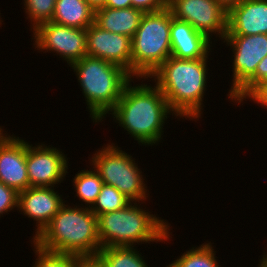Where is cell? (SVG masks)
I'll return each mask as SVG.
<instances>
[{
    "label": "cell",
    "mask_w": 267,
    "mask_h": 267,
    "mask_svg": "<svg viewBox=\"0 0 267 267\" xmlns=\"http://www.w3.org/2000/svg\"><path fill=\"white\" fill-rule=\"evenodd\" d=\"M32 32L35 49L53 51L67 61L69 66L87 55L86 29L47 21L37 25Z\"/></svg>",
    "instance_id": "9c48e42d"
},
{
    "label": "cell",
    "mask_w": 267,
    "mask_h": 267,
    "mask_svg": "<svg viewBox=\"0 0 267 267\" xmlns=\"http://www.w3.org/2000/svg\"><path fill=\"white\" fill-rule=\"evenodd\" d=\"M139 203L131 202L121 210L97 217L101 248L135 247L136 243H157L172 238L170 224L155 214H150L146 208H141Z\"/></svg>",
    "instance_id": "277c9868"
},
{
    "label": "cell",
    "mask_w": 267,
    "mask_h": 267,
    "mask_svg": "<svg viewBox=\"0 0 267 267\" xmlns=\"http://www.w3.org/2000/svg\"><path fill=\"white\" fill-rule=\"evenodd\" d=\"M131 201L114 186L103 184L101 191L90 210L99 215L125 208Z\"/></svg>",
    "instance_id": "7402d4cb"
},
{
    "label": "cell",
    "mask_w": 267,
    "mask_h": 267,
    "mask_svg": "<svg viewBox=\"0 0 267 267\" xmlns=\"http://www.w3.org/2000/svg\"><path fill=\"white\" fill-rule=\"evenodd\" d=\"M267 35V0H242L227 11L226 35Z\"/></svg>",
    "instance_id": "9a60e30c"
},
{
    "label": "cell",
    "mask_w": 267,
    "mask_h": 267,
    "mask_svg": "<svg viewBox=\"0 0 267 267\" xmlns=\"http://www.w3.org/2000/svg\"><path fill=\"white\" fill-rule=\"evenodd\" d=\"M56 0H24L25 13L31 21L33 30L43 22L51 21L54 13Z\"/></svg>",
    "instance_id": "d4e9b609"
},
{
    "label": "cell",
    "mask_w": 267,
    "mask_h": 267,
    "mask_svg": "<svg viewBox=\"0 0 267 267\" xmlns=\"http://www.w3.org/2000/svg\"><path fill=\"white\" fill-rule=\"evenodd\" d=\"M267 83V56L257 65L255 74L230 98L238 104L251 99Z\"/></svg>",
    "instance_id": "603a6c76"
},
{
    "label": "cell",
    "mask_w": 267,
    "mask_h": 267,
    "mask_svg": "<svg viewBox=\"0 0 267 267\" xmlns=\"http://www.w3.org/2000/svg\"><path fill=\"white\" fill-rule=\"evenodd\" d=\"M168 8L173 18L189 23L209 40L213 34L222 40L227 34V11L216 0H168Z\"/></svg>",
    "instance_id": "ba28073f"
},
{
    "label": "cell",
    "mask_w": 267,
    "mask_h": 267,
    "mask_svg": "<svg viewBox=\"0 0 267 267\" xmlns=\"http://www.w3.org/2000/svg\"><path fill=\"white\" fill-rule=\"evenodd\" d=\"M18 200L19 193L15 189L0 182V217L4 213L13 210V208L15 209V207L18 211Z\"/></svg>",
    "instance_id": "484cf974"
},
{
    "label": "cell",
    "mask_w": 267,
    "mask_h": 267,
    "mask_svg": "<svg viewBox=\"0 0 267 267\" xmlns=\"http://www.w3.org/2000/svg\"><path fill=\"white\" fill-rule=\"evenodd\" d=\"M104 267H150L134 247H105L96 255Z\"/></svg>",
    "instance_id": "d6986e66"
},
{
    "label": "cell",
    "mask_w": 267,
    "mask_h": 267,
    "mask_svg": "<svg viewBox=\"0 0 267 267\" xmlns=\"http://www.w3.org/2000/svg\"><path fill=\"white\" fill-rule=\"evenodd\" d=\"M63 200L62 195L54 191V187H29L19 192V212L37 221V229L32 240L42 232L65 204L66 201Z\"/></svg>",
    "instance_id": "5bb4252c"
},
{
    "label": "cell",
    "mask_w": 267,
    "mask_h": 267,
    "mask_svg": "<svg viewBox=\"0 0 267 267\" xmlns=\"http://www.w3.org/2000/svg\"><path fill=\"white\" fill-rule=\"evenodd\" d=\"M226 11L238 5L242 0H216Z\"/></svg>",
    "instance_id": "4dcf8cb0"
},
{
    "label": "cell",
    "mask_w": 267,
    "mask_h": 267,
    "mask_svg": "<svg viewBox=\"0 0 267 267\" xmlns=\"http://www.w3.org/2000/svg\"><path fill=\"white\" fill-rule=\"evenodd\" d=\"M131 80L123 90V94L115 107L108 113L115 122L124 128L142 145H154L162 139L165 119L173 111L159 88L154 85L131 84Z\"/></svg>",
    "instance_id": "7a4b0ae2"
},
{
    "label": "cell",
    "mask_w": 267,
    "mask_h": 267,
    "mask_svg": "<svg viewBox=\"0 0 267 267\" xmlns=\"http://www.w3.org/2000/svg\"><path fill=\"white\" fill-rule=\"evenodd\" d=\"M170 37L171 56L179 59L205 58L211 50V40L189 23L175 18L171 21Z\"/></svg>",
    "instance_id": "2e32d148"
},
{
    "label": "cell",
    "mask_w": 267,
    "mask_h": 267,
    "mask_svg": "<svg viewBox=\"0 0 267 267\" xmlns=\"http://www.w3.org/2000/svg\"><path fill=\"white\" fill-rule=\"evenodd\" d=\"M4 130L0 127V137L3 134Z\"/></svg>",
    "instance_id": "836d02e7"
},
{
    "label": "cell",
    "mask_w": 267,
    "mask_h": 267,
    "mask_svg": "<svg viewBox=\"0 0 267 267\" xmlns=\"http://www.w3.org/2000/svg\"><path fill=\"white\" fill-rule=\"evenodd\" d=\"M88 56L117 65L131 75V38L101 29L95 22L86 29Z\"/></svg>",
    "instance_id": "7c38bea8"
},
{
    "label": "cell",
    "mask_w": 267,
    "mask_h": 267,
    "mask_svg": "<svg viewBox=\"0 0 267 267\" xmlns=\"http://www.w3.org/2000/svg\"><path fill=\"white\" fill-rule=\"evenodd\" d=\"M211 242L192 247L166 267H219Z\"/></svg>",
    "instance_id": "44dd1931"
},
{
    "label": "cell",
    "mask_w": 267,
    "mask_h": 267,
    "mask_svg": "<svg viewBox=\"0 0 267 267\" xmlns=\"http://www.w3.org/2000/svg\"><path fill=\"white\" fill-rule=\"evenodd\" d=\"M51 147L42 143L33 146L26 142L29 187H55L68 173L67 157L59 148Z\"/></svg>",
    "instance_id": "8fae6325"
},
{
    "label": "cell",
    "mask_w": 267,
    "mask_h": 267,
    "mask_svg": "<svg viewBox=\"0 0 267 267\" xmlns=\"http://www.w3.org/2000/svg\"><path fill=\"white\" fill-rule=\"evenodd\" d=\"M114 144H107L91 157V165L104 184L114 186L131 202L146 201L149 194L135 159ZM141 171V172H140ZM147 195V196H146Z\"/></svg>",
    "instance_id": "52a82bcc"
},
{
    "label": "cell",
    "mask_w": 267,
    "mask_h": 267,
    "mask_svg": "<svg viewBox=\"0 0 267 267\" xmlns=\"http://www.w3.org/2000/svg\"><path fill=\"white\" fill-rule=\"evenodd\" d=\"M103 7L115 8V9H124L132 7L131 0H106Z\"/></svg>",
    "instance_id": "f546056e"
},
{
    "label": "cell",
    "mask_w": 267,
    "mask_h": 267,
    "mask_svg": "<svg viewBox=\"0 0 267 267\" xmlns=\"http://www.w3.org/2000/svg\"><path fill=\"white\" fill-rule=\"evenodd\" d=\"M208 55L200 59L167 58L148 78L163 93L174 116L193 120L201 117L205 95Z\"/></svg>",
    "instance_id": "6da1fadb"
},
{
    "label": "cell",
    "mask_w": 267,
    "mask_h": 267,
    "mask_svg": "<svg viewBox=\"0 0 267 267\" xmlns=\"http://www.w3.org/2000/svg\"><path fill=\"white\" fill-rule=\"evenodd\" d=\"M142 15L141 10L133 7L124 9L100 7L95 9L94 22L101 29L126 35L132 39L139 27Z\"/></svg>",
    "instance_id": "e0dca14e"
},
{
    "label": "cell",
    "mask_w": 267,
    "mask_h": 267,
    "mask_svg": "<svg viewBox=\"0 0 267 267\" xmlns=\"http://www.w3.org/2000/svg\"><path fill=\"white\" fill-rule=\"evenodd\" d=\"M34 246V252L37 257L32 267H78V255L62 254L46 251Z\"/></svg>",
    "instance_id": "cb8c5ba5"
},
{
    "label": "cell",
    "mask_w": 267,
    "mask_h": 267,
    "mask_svg": "<svg viewBox=\"0 0 267 267\" xmlns=\"http://www.w3.org/2000/svg\"><path fill=\"white\" fill-rule=\"evenodd\" d=\"M31 242L50 252L96 257L101 249L98 218L86 206L64 204Z\"/></svg>",
    "instance_id": "3957f363"
},
{
    "label": "cell",
    "mask_w": 267,
    "mask_h": 267,
    "mask_svg": "<svg viewBox=\"0 0 267 267\" xmlns=\"http://www.w3.org/2000/svg\"><path fill=\"white\" fill-rule=\"evenodd\" d=\"M0 182L18 193L29 188L26 167V141L16 136L0 137Z\"/></svg>",
    "instance_id": "4fadbf2b"
},
{
    "label": "cell",
    "mask_w": 267,
    "mask_h": 267,
    "mask_svg": "<svg viewBox=\"0 0 267 267\" xmlns=\"http://www.w3.org/2000/svg\"><path fill=\"white\" fill-rule=\"evenodd\" d=\"M94 9L103 7L106 0H86Z\"/></svg>",
    "instance_id": "1f68e13d"
},
{
    "label": "cell",
    "mask_w": 267,
    "mask_h": 267,
    "mask_svg": "<svg viewBox=\"0 0 267 267\" xmlns=\"http://www.w3.org/2000/svg\"><path fill=\"white\" fill-rule=\"evenodd\" d=\"M169 8L143 13L131 39V76L147 79L171 56V21Z\"/></svg>",
    "instance_id": "8992f818"
},
{
    "label": "cell",
    "mask_w": 267,
    "mask_h": 267,
    "mask_svg": "<svg viewBox=\"0 0 267 267\" xmlns=\"http://www.w3.org/2000/svg\"><path fill=\"white\" fill-rule=\"evenodd\" d=\"M72 180L75 186L76 196L79 197V200H82L88 208H90V206L92 207L104 184L99 174L94 168L91 170L85 169L77 173Z\"/></svg>",
    "instance_id": "ffe728a7"
},
{
    "label": "cell",
    "mask_w": 267,
    "mask_h": 267,
    "mask_svg": "<svg viewBox=\"0 0 267 267\" xmlns=\"http://www.w3.org/2000/svg\"><path fill=\"white\" fill-rule=\"evenodd\" d=\"M95 9L86 0H56L51 21L79 29L94 23Z\"/></svg>",
    "instance_id": "ac0fdd59"
},
{
    "label": "cell",
    "mask_w": 267,
    "mask_h": 267,
    "mask_svg": "<svg viewBox=\"0 0 267 267\" xmlns=\"http://www.w3.org/2000/svg\"><path fill=\"white\" fill-rule=\"evenodd\" d=\"M82 88L90 116L95 124L103 121L119 101L132 76L121 67L86 55L70 65Z\"/></svg>",
    "instance_id": "5b68a950"
},
{
    "label": "cell",
    "mask_w": 267,
    "mask_h": 267,
    "mask_svg": "<svg viewBox=\"0 0 267 267\" xmlns=\"http://www.w3.org/2000/svg\"><path fill=\"white\" fill-rule=\"evenodd\" d=\"M263 254L258 267H267V252Z\"/></svg>",
    "instance_id": "d6a6232c"
},
{
    "label": "cell",
    "mask_w": 267,
    "mask_h": 267,
    "mask_svg": "<svg viewBox=\"0 0 267 267\" xmlns=\"http://www.w3.org/2000/svg\"><path fill=\"white\" fill-rule=\"evenodd\" d=\"M223 42L234 53L231 98L254 74L258 63L267 56V35H225Z\"/></svg>",
    "instance_id": "30bf717a"
},
{
    "label": "cell",
    "mask_w": 267,
    "mask_h": 267,
    "mask_svg": "<svg viewBox=\"0 0 267 267\" xmlns=\"http://www.w3.org/2000/svg\"><path fill=\"white\" fill-rule=\"evenodd\" d=\"M78 267H104L97 257L78 256Z\"/></svg>",
    "instance_id": "83f0119b"
},
{
    "label": "cell",
    "mask_w": 267,
    "mask_h": 267,
    "mask_svg": "<svg viewBox=\"0 0 267 267\" xmlns=\"http://www.w3.org/2000/svg\"><path fill=\"white\" fill-rule=\"evenodd\" d=\"M251 100L267 108V83L251 98Z\"/></svg>",
    "instance_id": "f1b7e54d"
},
{
    "label": "cell",
    "mask_w": 267,
    "mask_h": 267,
    "mask_svg": "<svg viewBox=\"0 0 267 267\" xmlns=\"http://www.w3.org/2000/svg\"><path fill=\"white\" fill-rule=\"evenodd\" d=\"M132 7L143 13L156 12L168 7V0H131Z\"/></svg>",
    "instance_id": "4316f807"
}]
</instances>
